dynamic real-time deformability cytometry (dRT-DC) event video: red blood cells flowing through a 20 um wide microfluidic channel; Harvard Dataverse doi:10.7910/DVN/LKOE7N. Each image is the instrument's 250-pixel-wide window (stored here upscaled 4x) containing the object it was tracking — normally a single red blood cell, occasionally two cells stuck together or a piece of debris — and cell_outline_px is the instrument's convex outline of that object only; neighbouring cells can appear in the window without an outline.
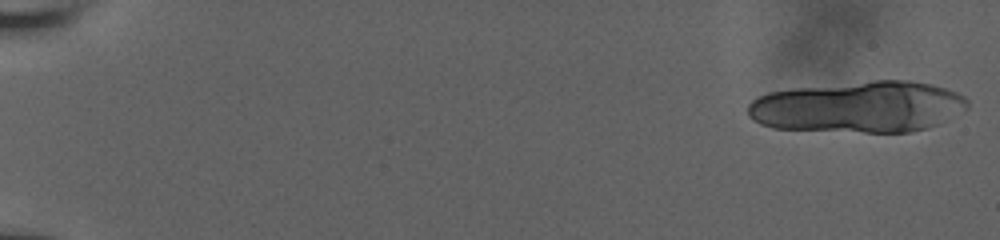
{"species": "human", "species_latin": "Homo sapiens", "temperature_condition": "room temperature", "stored_images_in_passage": 8, "camera_frame_rate_fps": 3000, "um_per_image_px": 0.085, "donor": {"sex": "male"}, "frame": {"image": 1, "passage_image": 1, "time_ms": 0.0, "image_size_px": [1000, 240], "cell_outline_px": [[968, 108], [940, 124], [928, 128], [912, 132], [864, 132], [772, 128], [760, 124], [752, 120], [748, 116], [748, 104], [756, 96], [768, 92], [792, 88], [872, 80], [908, 80], [932, 84], [956, 92], [964, 96], [968, 100]], "centroid_in_image_um": [72.97, 9.08], "position_along_channel_um": 12.0, "area_um2": 66.35}}